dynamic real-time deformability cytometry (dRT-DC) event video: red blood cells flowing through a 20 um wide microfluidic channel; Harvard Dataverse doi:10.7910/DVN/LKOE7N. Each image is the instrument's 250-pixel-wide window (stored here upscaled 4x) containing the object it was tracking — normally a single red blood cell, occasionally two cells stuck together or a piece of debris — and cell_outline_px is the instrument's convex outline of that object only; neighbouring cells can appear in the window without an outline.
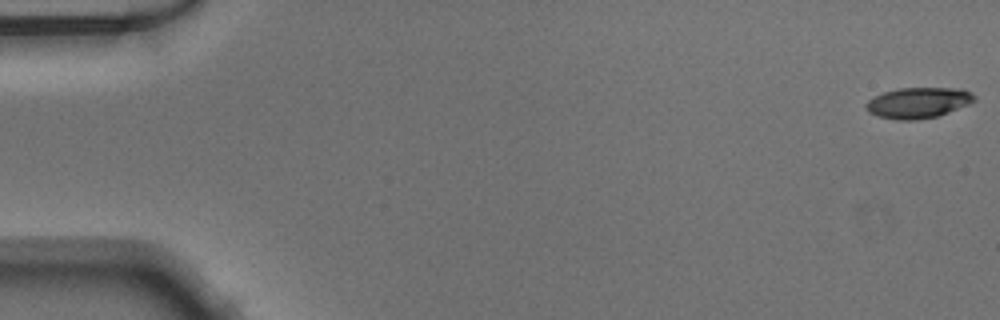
{"species": "Egyptian fruit bat (a non-hibernating species)", "species_latin": "Rousettus aegyptiacus", "temperature_condition": "warm", "stored_images_in_passage": 52, "segment_of_instrument_passage": [1, 2], "camera_frame_rate_fps": 3000, "um_per_image_px": 0.085, "animal": {"sex": "male"}, "frame": {"image": 1, "passage_image": 1, "time_ms": 0.0, "image_size_px": [1000, 320], "cell_outline_px": [[976, 100], [968, 104], [948, 112], [936, 116], [916, 120], [896, 120], [880, 116], [868, 112], [864, 108], [864, 104], [868, 100], [884, 92], [900, 88], [964, 88], [972, 92], [976, 96]], "centroid_in_image_um": [78.06, 8.72], "position_along_channel_um": 6.9, "area_um2": 19.42}}
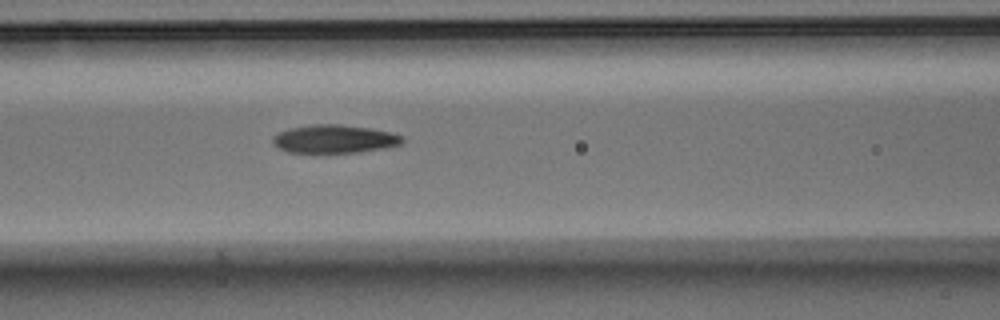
{"frame": {"image": 2, "passage_image": 22, "time_ms": 7.0, "image_size_px": [1000, 320], "cell_outline_px": [[404, 140], [400, 144], [384, 148], [360, 152], [288, 152], [272, 144], [272, 136], [288, 128], [312, 124], [340, 124], [368, 128], [392, 132], [404, 136]], "centroid_in_image_um": [28.42, 11.8], "position_along_channel_um": 138.2, "area_um2": 21.33}}
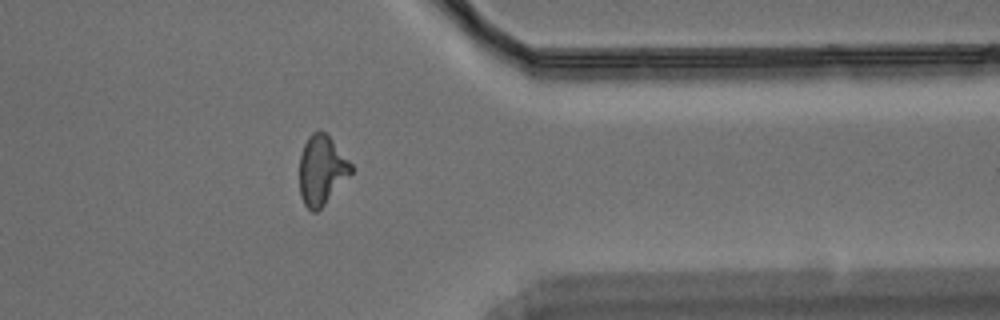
{"frame": {"image": 3, "passage_image": 41, "time_ms": 13.333, "image_size_px": [1000, 320], "cell_outline_px": [[352, 172], [324, 204], [316, 212], [312, 212], [304, 204], [300, 196], [300, 156], [304, 144], [308, 136], [312, 132], [320, 128], [332, 140], [352, 164]], "centroid_in_image_um": [27.32, 14.43], "position_along_channel_um": 384.1, "area_um2": 20.63}}